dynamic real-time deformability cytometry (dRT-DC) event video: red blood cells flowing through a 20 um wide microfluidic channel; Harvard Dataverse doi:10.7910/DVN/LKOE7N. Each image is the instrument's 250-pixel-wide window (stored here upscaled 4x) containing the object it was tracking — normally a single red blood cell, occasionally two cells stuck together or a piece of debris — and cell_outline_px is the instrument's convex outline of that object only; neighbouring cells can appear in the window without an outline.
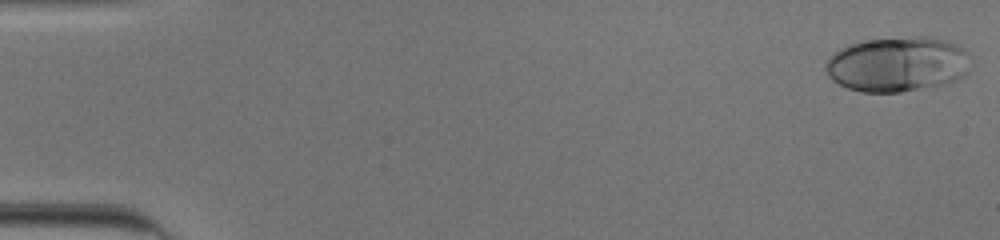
{"species": "human", "species_latin": "Homo sapiens", "temperature_condition": "cold", "stored_images_in_passage": 44, "camera_frame_rate_fps": 3000, "um_per_image_px": 0.085, "donor": {"sex": "male"}, "frame": {"image": 1, "passage_image": 1, "time_ms": 0.0, "image_size_px": [1000, 240], "cell_outline_px": [[972, 52], [964, 76], [956, 80], [940, 84], [900, 92], [860, 92], [848, 88], [832, 80], [828, 76], [828, 60], [840, 48], [864, 40], [916, 36], [924, 36], [948, 40]], "centroid_in_image_um": [76.34, 5.44], "position_along_channel_um": 8.7, "area_um2": 46.24}}
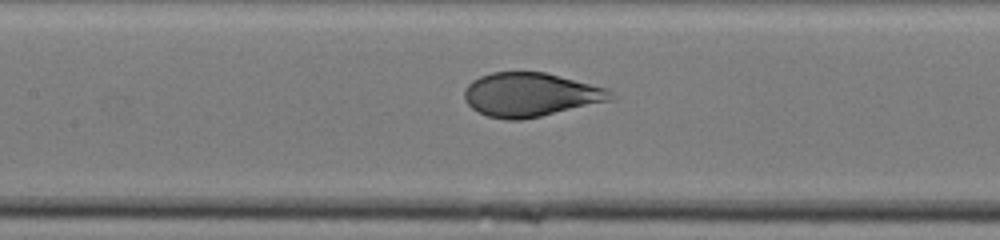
{"frame": {"image": 2, "passage_image": 25, "time_ms": 8.0, "image_size_px": [1000, 240], "cell_outline_px": [[612, 100], [540, 116], [520, 120], [508, 120], [488, 116], [476, 112], [464, 100], [464, 88], [472, 80], [480, 76], [492, 72], [544, 72], [608, 88], [612, 92]], "centroid_in_image_um": [45.05, 8.04], "position_along_channel_um": 162.3, "area_um2": 37.34}}
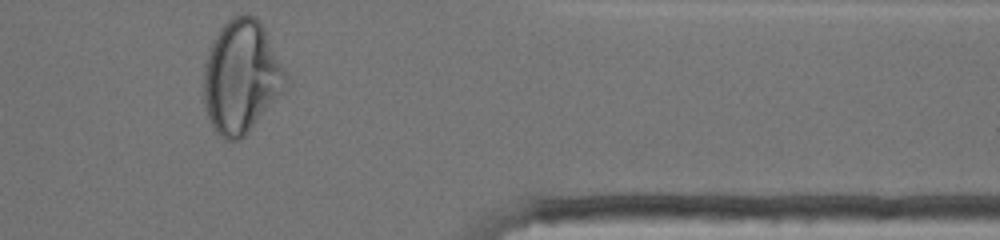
{"frame": {"image": 3, "passage_image": 44, "time_ms": 14.333, "image_size_px": [1000, 240], "cell_outline_px": [[288, 84], [248, 132], [240, 140], [224, 140], [216, 132], [208, 116], [204, 104], [204, 64], [212, 40], [220, 28], [232, 16], [244, 12], [248, 12], [256, 16], [260, 20], [288, 76]], "centroid_in_image_um": [20.5, 6.49], "position_along_channel_um": 390.9, "area_um2": 53.99}, "authors_computed_cell_mechanics": {"area_um2": 41.5582, "velocity_mm_per_s": 3.8908, "shape_relaxation_time_tau1_ms": 3.3975, "shape_relaxation_time_tau2_ms": null, "deformation_change_tau1": 0.1581, "deformation_change_tau2": null}}